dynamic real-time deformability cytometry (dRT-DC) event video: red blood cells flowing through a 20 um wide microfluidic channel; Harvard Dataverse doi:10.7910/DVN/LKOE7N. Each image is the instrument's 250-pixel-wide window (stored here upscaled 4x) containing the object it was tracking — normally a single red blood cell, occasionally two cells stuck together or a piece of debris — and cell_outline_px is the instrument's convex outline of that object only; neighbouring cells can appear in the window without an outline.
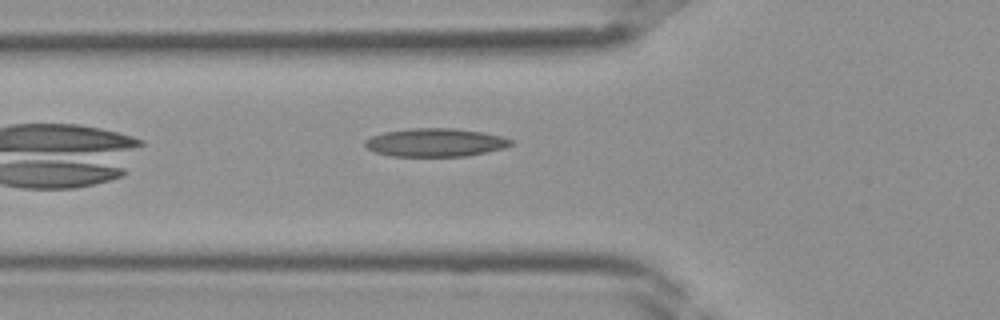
{"species": "Egyptian fruit bat (a non-hibernating species)", "species_latin": "Rousettus aegyptiacus", "temperature_condition": "room temperature", "stored_images_in_passage": 20, "camera_frame_rate_fps": 3000, "um_per_image_px": 0.085, "frame": {"image": 1, "passage_image": 3, "time_ms": 0.667, "image_size_px": [1000, 320], "cell_outline_px": [[516, 144], [504, 148], [488, 152], [468, 156], [388, 156], [376, 152], [368, 148], [364, 144], [364, 140], [372, 136], [384, 132], [412, 128], [452, 128], [484, 132], [500, 136], [512, 140]], "centroid_in_image_um": [37.04, 12.11], "position_along_channel_um": 88.8, "area_um2": 24.16}}
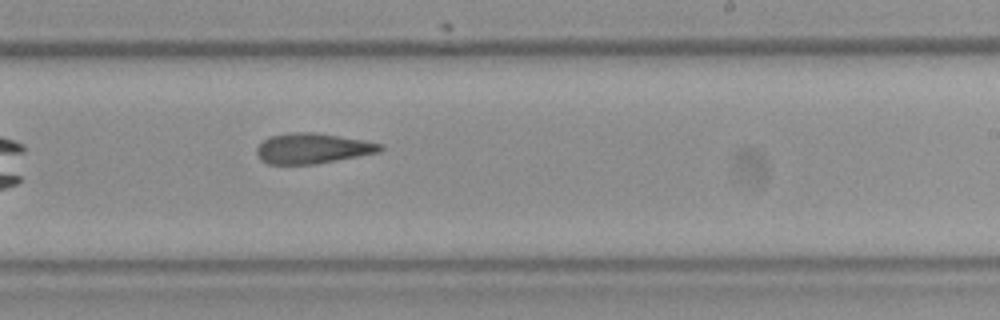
{"frame": {"image": 2, "passage_image": 13, "time_ms": 4.0, "image_size_px": [1000, 320], "cell_outline_px": [[384, 148], [380, 152], [360, 156], [316, 164], [268, 164], [260, 160], [256, 156], [256, 148], [264, 140], [272, 136], [292, 132], [312, 132], [384, 144]], "centroid_in_image_um": [26.55, 12.63], "position_along_channel_um": 262.4, "area_um2": 21.73}}
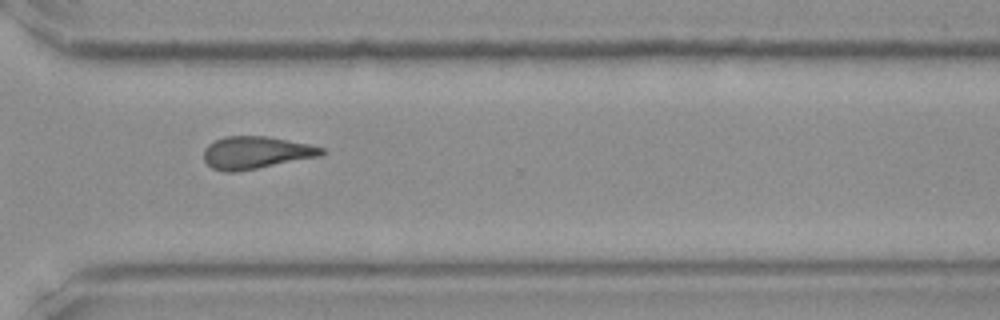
{"frame": {"image": 3, "passage_image": 18, "time_ms": 5.667, "image_size_px": [1000, 320], "cell_outline_px": [[328, 152], [320, 156], [236, 172], [224, 172], [212, 168], [204, 160], [204, 148], [208, 144], [224, 136], [268, 136], [308, 144], [324, 148]], "centroid_in_image_um": [21.75, 12.97], "position_along_channel_um": 348.8, "area_um2": 22.25}}